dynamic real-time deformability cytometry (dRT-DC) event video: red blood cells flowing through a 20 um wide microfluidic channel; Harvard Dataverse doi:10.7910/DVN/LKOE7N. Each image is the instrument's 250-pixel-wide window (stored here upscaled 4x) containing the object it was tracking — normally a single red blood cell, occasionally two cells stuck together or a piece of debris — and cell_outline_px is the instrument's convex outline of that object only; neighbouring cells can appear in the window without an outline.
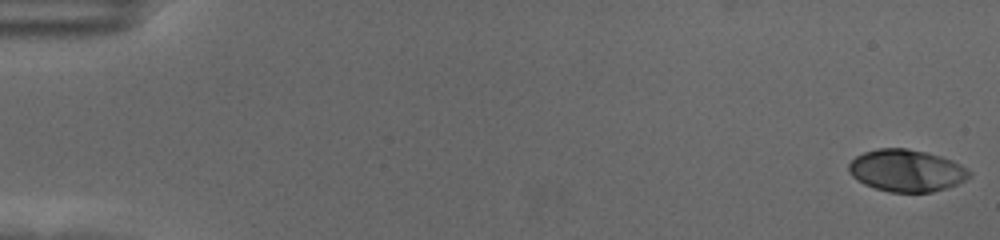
{"species": "human", "species_latin": "Homo sapiens", "temperature_condition": "cold", "stored_images_in_passage": 58, "camera_frame_rate_fps": 3000, "um_per_image_px": 0.085, "donor": {"sex": "female"}, "frame": {"image": 1, "passage_image": 1, "time_ms": 0.0, "image_size_px": [1000, 240], "cell_outline_px": [[972, 176], [956, 184], [932, 192], [888, 192], [864, 184], [856, 180], [848, 172], [848, 164], [856, 156], [864, 152], [876, 148], [908, 148], [940, 156], [952, 160], [968, 168], [972, 172]], "centroid_in_image_um": [77.04, 14.49], "position_along_channel_um": 8.0, "area_um2": 29.65}}
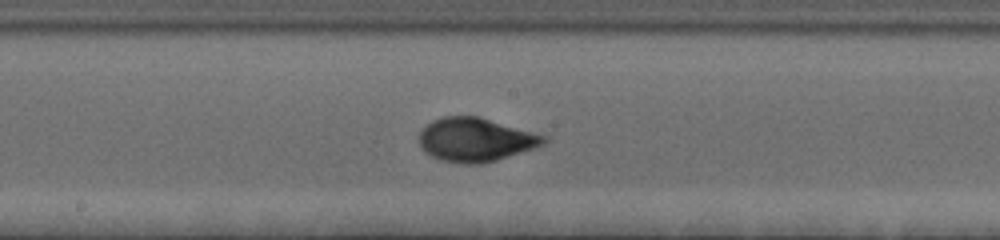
{"frame": {"image": 2, "passage_image": 32, "time_ms": 10.333, "image_size_px": [1000, 240], "cell_outline_px": [[548, 140], [544, 144], [496, 160], [480, 164], [460, 164], [440, 160], [424, 152], [420, 148], [420, 132], [432, 120], [444, 116], [480, 116], [548, 136]], "centroid_in_image_um": [40.41, 11.87], "position_along_channel_um": 207.8, "area_um2": 31.79}}
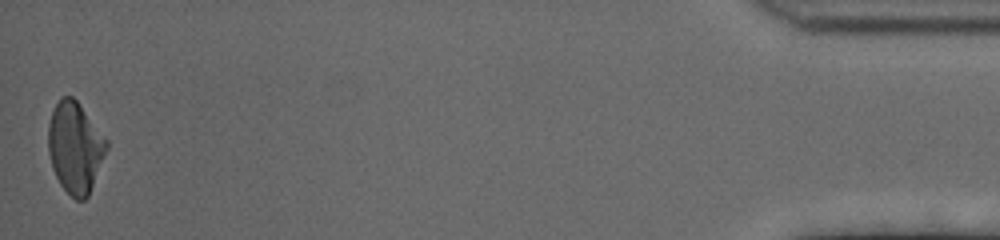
{"frame": {"image": 3, "passage_image": 58, "time_ms": 19.0, "image_size_px": [1000, 240], "cell_outline_px": [[108, 148], [88, 196], [84, 200], [76, 200], [60, 184], [52, 168], [48, 152], [48, 124], [52, 112], [60, 96], [72, 96], [76, 100], [108, 140]], "centroid_in_image_um": [6.38, 12.52], "position_along_channel_um": 428.8, "area_um2": 30.81}, "authors_computed_cell_mechanics": {"area_um2": 30.4317, "velocity_mm_per_s": 3.5237, "shape_relaxation_time_tau1_ms": 3.7006, "shape_relaxation_time_tau2_ms": 0.9195, "deformation_change_tau1": 0.1975, "deformation_change_tau2": 0.0468}}